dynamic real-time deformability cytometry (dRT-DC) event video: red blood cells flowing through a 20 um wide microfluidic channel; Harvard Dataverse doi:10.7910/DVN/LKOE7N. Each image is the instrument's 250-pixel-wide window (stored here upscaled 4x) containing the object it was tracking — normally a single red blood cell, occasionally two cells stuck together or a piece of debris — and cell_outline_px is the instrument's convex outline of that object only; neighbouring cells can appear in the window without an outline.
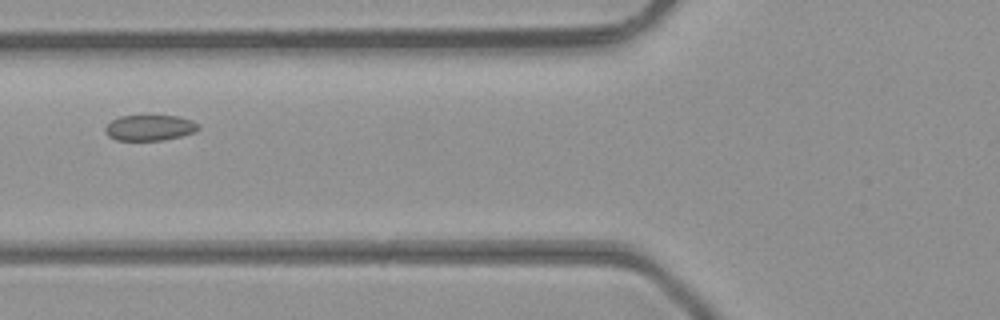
{"species": "common noctule bat (a hibernating species)", "species_latin": "Nyctalus noctula", "temperature_condition": "room temperature", "stored_images_in_passage": 4, "camera_frame_rate_fps": 3000, "um_per_image_px": 0.085, "animal": {"sex": "male", "body_mass_g": 23.1, "forearm_length_mm": 52.7}, "frame": {"image": 1, "passage_image": 2, "time_ms": 0.333, "image_size_px": [1000, 320], "cell_outline_px": [[200, 128], [196, 132], [164, 140], [116, 140], [108, 136], [104, 128], [112, 120], [120, 116], [176, 116], [192, 120], [200, 124]], "centroid_in_image_um": [12.75, 10.86], "position_along_channel_um": 113.0, "area_um2": 13.93}}
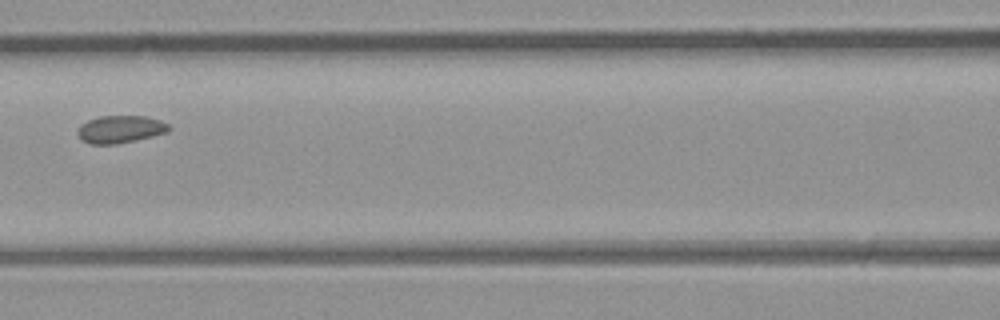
{"frame": {"image": 2, "passage_image": 3, "time_ms": 0.667, "image_size_px": [1000, 320], "cell_outline_px": [[172, 128], [168, 132], [152, 136], [116, 144], [92, 144], [84, 140], [76, 132], [76, 128], [80, 124], [88, 120], [100, 116], [144, 116], [160, 120], [168, 124]], "centroid_in_image_um": [10.22, 10.97], "position_along_channel_um": 156.4, "area_um2": 14.57}}
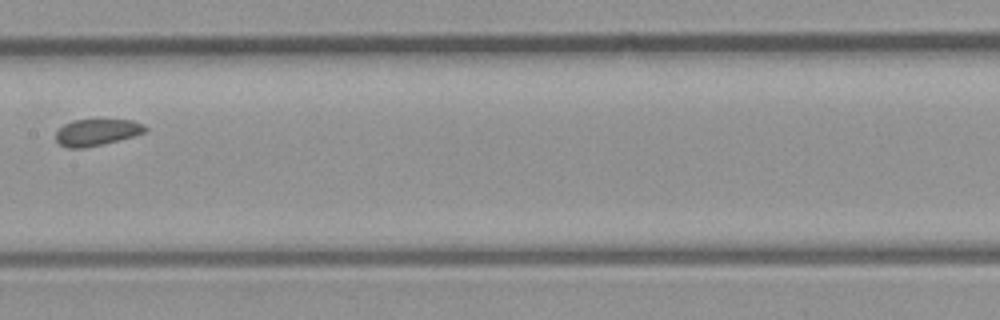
{"frame": {"image": 3, "passage_image": 4, "time_ms": 1.0, "image_size_px": [1000, 320], "cell_outline_px": [[148, 132], [104, 144], [84, 148], [68, 148], [60, 144], [56, 140], [56, 132], [64, 124], [72, 120], [132, 120], [144, 124], [148, 128]], "centroid_in_image_um": [8.26, 11.25], "position_along_channel_um": 199.1, "area_um2": 13.93}}